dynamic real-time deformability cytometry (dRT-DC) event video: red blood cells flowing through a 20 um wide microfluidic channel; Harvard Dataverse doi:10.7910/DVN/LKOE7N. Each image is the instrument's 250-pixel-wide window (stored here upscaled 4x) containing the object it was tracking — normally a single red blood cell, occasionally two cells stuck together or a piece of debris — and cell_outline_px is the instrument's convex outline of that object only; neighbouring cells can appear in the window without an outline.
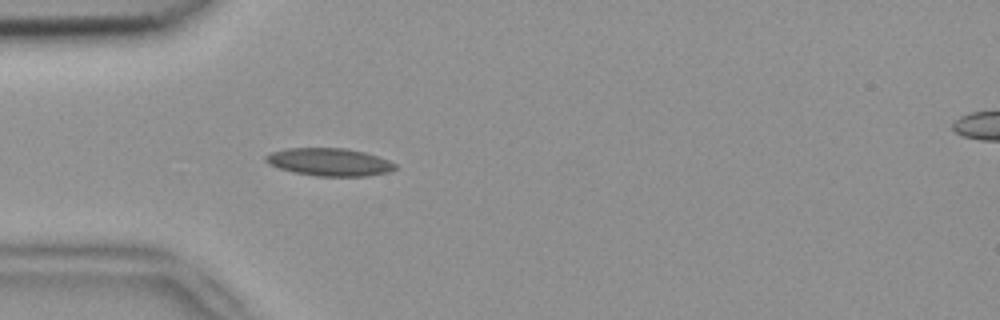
{"species": "common noctule bat (a hibernating species)", "species_latin": "Nyctalus noctula", "temperature_condition": "room temperature", "stored_images_in_passage": 3, "camera_frame_rate_fps": 3000, "um_per_image_px": 0.085, "animal": {"sex": "female", "body_mass_g": 18.4}, "frame": {"image": 1, "passage_image": 3, "time_ms": 0.667, "image_size_px": [1000, 320], "cell_outline_px": [[396, 168], [388, 172], [368, 176], [316, 176], [292, 172], [268, 164], [264, 160], [264, 156], [272, 152], [284, 148], [344, 148], [364, 152], [388, 160], [396, 164]], "centroid_in_image_um": [27.96, 13.77], "position_along_channel_um": 57.0, "area_um2": 20.92}}